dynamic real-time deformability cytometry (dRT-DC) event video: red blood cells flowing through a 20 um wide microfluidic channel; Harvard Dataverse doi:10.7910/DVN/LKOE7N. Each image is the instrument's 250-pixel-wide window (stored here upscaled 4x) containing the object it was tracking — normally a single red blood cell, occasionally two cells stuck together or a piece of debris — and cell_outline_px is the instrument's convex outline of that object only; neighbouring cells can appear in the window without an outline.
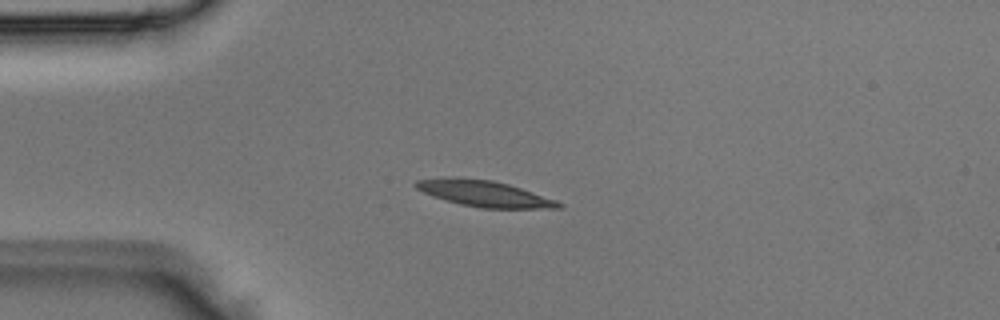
{"species": "Egyptian fruit bat (a non-hibernating species)", "species_latin": "Rousettus aegyptiacus", "temperature_condition": "room temperature", "stored_images_in_passage": 1, "camera_frame_rate_fps": 3000, "um_per_image_px": 0.085, "animal": {"sex": "male"}, "frame": {"image": 1, "passage_image": 1, "time_ms": 0.0, "image_size_px": [1000, 320], "cell_outline_px": [[564, 204], [560, 208], [480, 208], [460, 204], [432, 196], [416, 188], [416, 180], [492, 180], [508, 184], [556, 200]], "centroid_in_image_um": [41.28, 16.51], "position_along_channel_um": 43.7, "area_um2": 20.46}}